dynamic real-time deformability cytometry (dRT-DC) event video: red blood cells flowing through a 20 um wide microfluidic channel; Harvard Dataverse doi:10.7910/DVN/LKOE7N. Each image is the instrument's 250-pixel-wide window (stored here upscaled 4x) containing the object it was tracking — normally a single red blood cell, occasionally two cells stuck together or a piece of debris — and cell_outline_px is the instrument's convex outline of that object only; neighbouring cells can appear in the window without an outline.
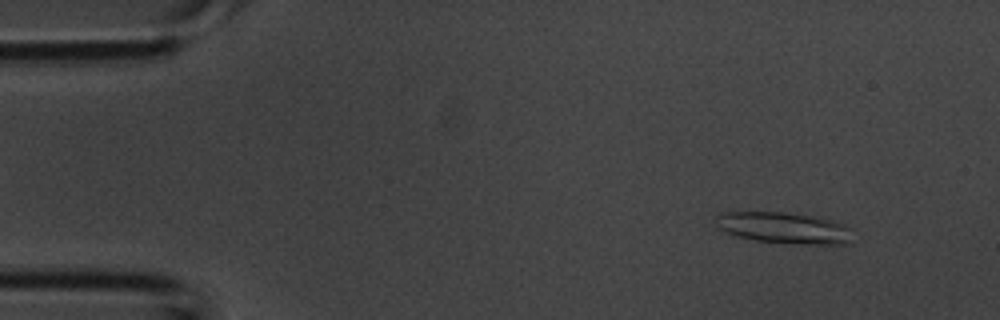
{"species": "common noctule bat (a hibernating species)", "species_latin": "Nyctalus noctula", "temperature_condition": "room temperature", "stored_images_in_passage": 3, "camera_frame_rate_fps": 3000, "um_per_image_px": 0.085, "animal": {"sex": "male", "body_mass_g": 20.1, "forearm_length_mm": 53.5}, "frame": {"image": 1, "passage_image": 1, "time_ms": 0.0, "image_size_px": [1000, 320], "cell_outline_px": [[848, 228], [844, 244], [812, 244], [756, 240], [736, 236], [720, 228], [716, 224], [716, 216], [724, 212], [784, 212], [812, 216], [832, 220], [844, 224]], "centroid_in_image_um": [66.54, 19.34], "position_along_channel_um": 18.5, "area_um2": 24.04}}